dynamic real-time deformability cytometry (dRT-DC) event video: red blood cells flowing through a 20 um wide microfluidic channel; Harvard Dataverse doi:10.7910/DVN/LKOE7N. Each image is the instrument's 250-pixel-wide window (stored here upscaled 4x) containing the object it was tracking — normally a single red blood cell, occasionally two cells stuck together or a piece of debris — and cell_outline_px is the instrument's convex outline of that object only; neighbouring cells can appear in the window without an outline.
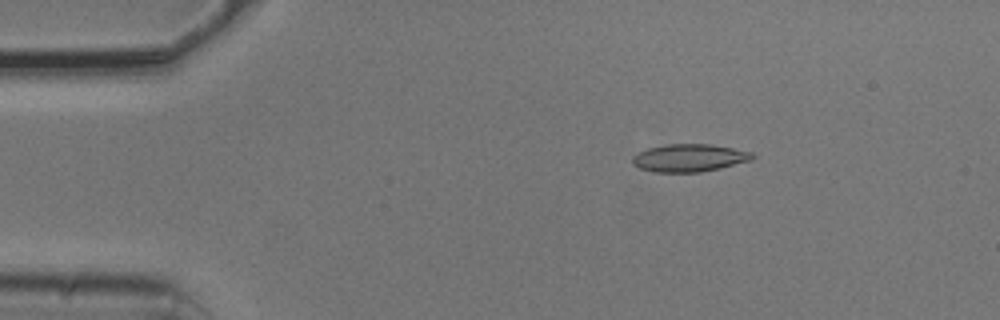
{"species": "common noctule bat (a hibernating species)", "species_latin": "Nyctalus noctula", "temperature_condition": "cold", "stored_images_in_passage": 54, "camera_frame_rate_fps": 3000, "um_per_image_px": 0.085, "animal": {"sex": "male", "body_mass_g": 20.5, "forearm_length_mm": 52.5}, "frame": {"image": 1, "passage_image": 9, "time_ms": 2.667, "image_size_px": [1000, 320], "cell_outline_px": [[756, 156], [752, 160], [720, 168], [700, 172], [652, 172], [640, 168], [632, 164], [632, 156], [648, 148], [668, 144], [712, 144], [752, 152]], "centroid_in_image_um": [58.59, 13.42], "position_along_channel_um": 26.4, "area_um2": 19.36}}
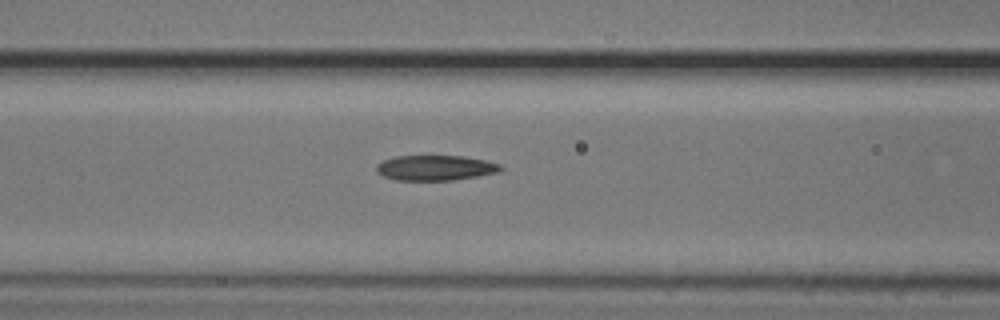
{"frame": {"image": 2, "passage_image": 22, "time_ms": 7.0, "image_size_px": [1000, 320], "cell_outline_px": [[504, 168], [500, 172], [452, 180], [396, 180], [384, 176], [376, 172], [376, 164], [384, 160], [396, 156], [428, 152], [464, 156], [484, 160], [500, 164]], "centroid_in_image_um": [36.98, 14.21], "position_along_channel_um": 129.6, "area_um2": 19.19}}
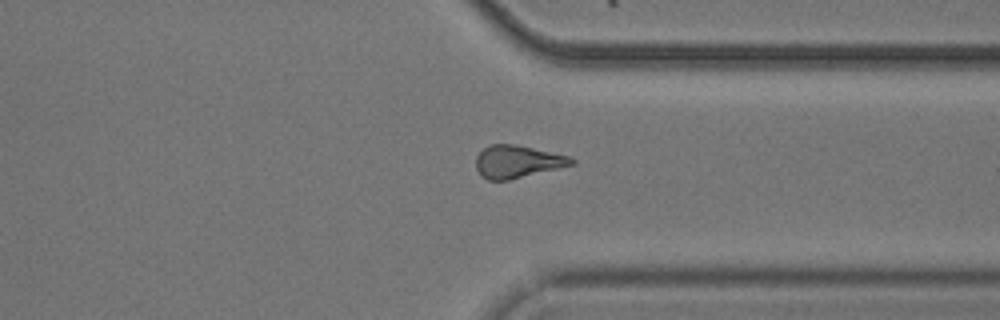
{"frame": {"image": 3, "passage_image": 41, "time_ms": 13.333, "image_size_px": [1000, 320], "cell_outline_px": [[576, 164], [508, 180], [488, 180], [480, 176], [476, 168], [476, 156], [488, 144], [512, 144], [532, 148], [568, 156], [576, 160]], "centroid_in_image_um": [43.95, 13.74], "position_along_channel_um": 367.4, "area_um2": 18.03}, "authors_computed_cell_mechanics": {"area_um2": 18.6405, "velocity_mm_per_s": 3.7646, "shape_relaxation_time_tau1_ms": 6.3663, "shape_relaxation_time_tau2_ms": 4.7551, "deformation_change_tau1": 0.165, "deformation_change_tau2": 0.1402}}